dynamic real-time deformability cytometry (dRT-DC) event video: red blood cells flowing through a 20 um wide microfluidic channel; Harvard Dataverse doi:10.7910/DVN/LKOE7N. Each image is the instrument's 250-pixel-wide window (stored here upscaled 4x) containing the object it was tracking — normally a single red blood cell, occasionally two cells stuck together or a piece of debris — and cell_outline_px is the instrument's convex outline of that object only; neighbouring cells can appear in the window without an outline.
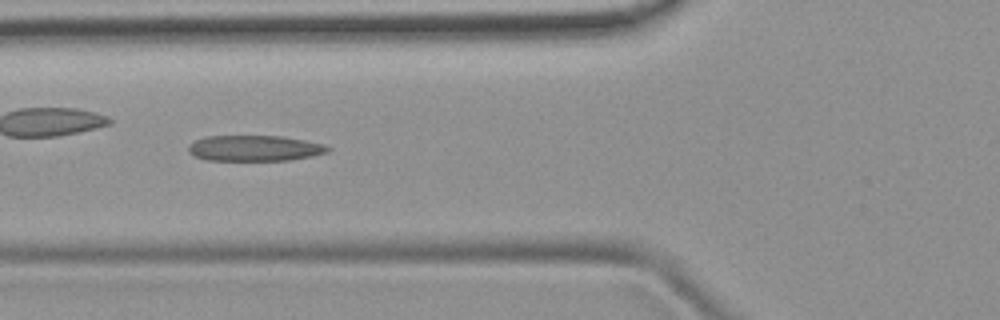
{"species": "common noctule bat (a hibernating species)", "species_latin": "Nyctalus noctula", "temperature_condition": "room temperature", "stored_images_in_passage": 7, "camera_frame_rate_fps": 3000, "um_per_image_px": 0.085, "animal": {"sex": "female", "body_mass_g": 19.9}, "frame": {"image": 1, "passage_image": 6, "time_ms": 5.667, "image_size_px": [1000, 320], "cell_outline_px": [[332, 148], [328, 152], [312, 156], [288, 160], [208, 160], [196, 156], [188, 152], [188, 144], [196, 140], [208, 136], [284, 136], [324, 144]], "centroid_in_image_um": [21.66, 12.59], "position_along_channel_um": 104.1, "area_um2": 20.87}}
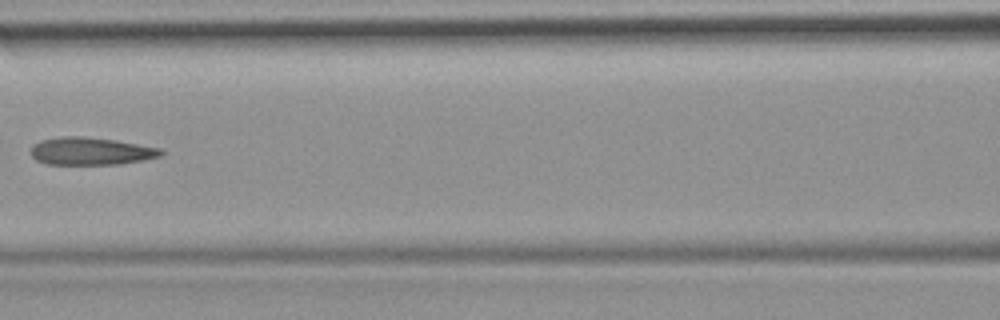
{"frame": {"image": 2, "passage_image": 7, "time_ms": 7.0, "image_size_px": [1000, 320], "cell_outline_px": [[164, 152], [160, 156], [144, 160], [120, 164], [44, 164], [36, 160], [32, 156], [32, 144], [40, 140], [64, 136], [84, 136], [116, 140], [160, 148]], "centroid_in_image_um": [7.71, 12.85], "position_along_channel_um": 158.9, "area_um2": 20.98}}